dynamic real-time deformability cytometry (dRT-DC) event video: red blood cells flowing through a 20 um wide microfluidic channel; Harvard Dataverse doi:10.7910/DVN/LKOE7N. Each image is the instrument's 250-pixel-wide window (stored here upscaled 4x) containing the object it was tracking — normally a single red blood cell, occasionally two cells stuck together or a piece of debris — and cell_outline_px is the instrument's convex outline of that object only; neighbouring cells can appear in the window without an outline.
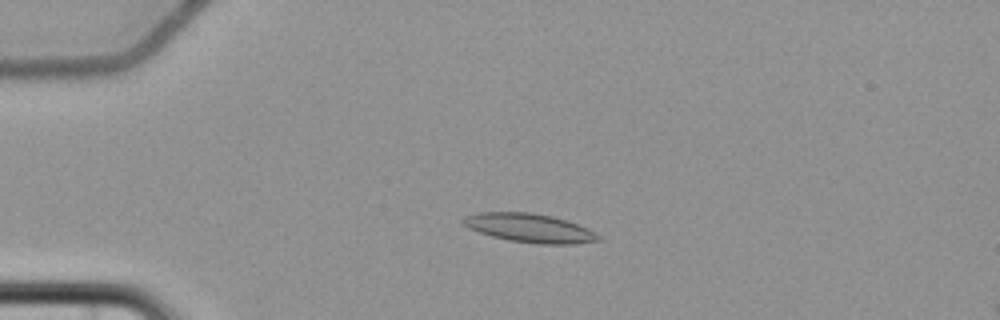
{"species": "common noctule bat (a hibernating species)", "species_latin": "Nyctalus noctula", "temperature_condition": "cold", "stored_images_in_passage": 5, "camera_frame_rate_fps": 3000, "um_per_image_px": 0.085, "animal": {"sex": "female", "body_mass_g": 22.7, "forearm_length_mm": 54.2}, "frame": {"image": 1, "passage_image": 4, "time_ms": 4.333, "image_size_px": [1000, 320], "cell_outline_px": [[600, 240], [572, 244], [536, 244], [508, 240], [492, 236], [468, 228], [460, 220], [464, 216], [476, 212], [532, 212], [552, 216], [588, 228], [600, 236]], "centroid_in_image_um": [44.97, 19.37], "position_along_channel_um": 40.0, "area_um2": 22.66}}
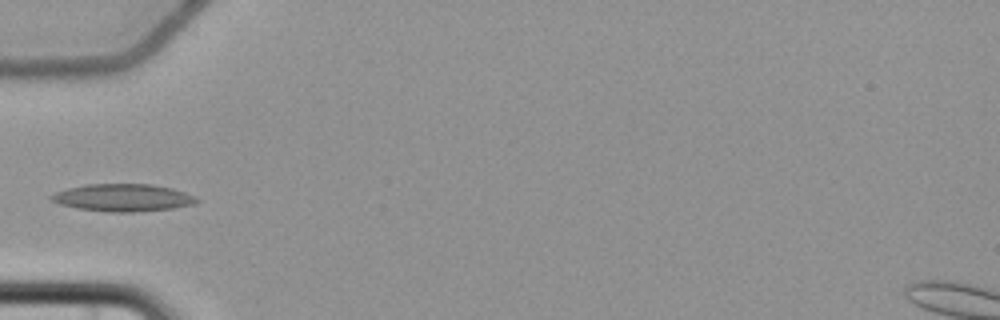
{"frame": {"image": 2, "passage_image": 5, "time_ms": 6.333, "image_size_px": [1000, 320], "cell_outline_px": [[200, 200], [192, 204], [172, 208], [136, 212], [108, 212], [76, 208], [60, 204], [52, 200], [48, 196], [56, 192], [68, 188], [84, 184], [152, 184], [172, 188], [184, 192]], "centroid_in_image_um": [10.41, 16.8], "position_along_channel_um": 74.6, "area_um2": 23.12}}